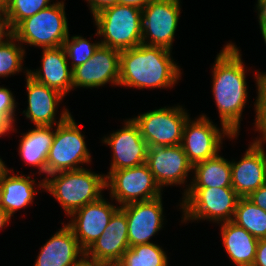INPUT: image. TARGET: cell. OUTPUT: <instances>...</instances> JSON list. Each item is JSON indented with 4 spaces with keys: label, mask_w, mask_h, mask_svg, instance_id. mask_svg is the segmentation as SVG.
<instances>
[{
    "label": "cell",
    "mask_w": 266,
    "mask_h": 266,
    "mask_svg": "<svg viewBox=\"0 0 266 266\" xmlns=\"http://www.w3.org/2000/svg\"><path fill=\"white\" fill-rule=\"evenodd\" d=\"M235 45L227 44L217 55L213 71V95L219 109L223 133L233 138L246 102L245 70Z\"/></svg>",
    "instance_id": "1"
},
{
    "label": "cell",
    "mask_w": 266,
    "mask_h": 266,
    "mask_svg": "<svg viewBox=\"0 0 266 266\" xmlns=\"http://www.w3.org/2000/svg\"><path fill=\"white\" fill-rule=\"evenodd\" d=\"M180 70L170 58V50L140 44L120 51L119 85L139 88L169 87L179 78Z\"/></svg>",
    "instance_id": "2"
},
{
    "label": "cell",
    "mask_w": 266,
    "mask_h": 266,
    "mask_svg": "<svg viewBox=\"0 0 266 266\" xmlns=\"http://www.w3.org/2000/svg\"><path fill=\"white\" fill-rule=\"evenodd\" d=\"M55 174L60 175L54 179L46 178L39 185L52 193L69 215L101 198L100 192L108 180L84 168Z\"/></svg>",
    "instance_id": "3"
},
{
    "label": "cell",
    "mask_w": 266,
    "mask_h": 266,
    "mask_svg": "<svg viewBox=\"0 0 266 266\" xmlns=\"http://www.w3.org/2000/svg\"><path fill=\"white\" fill-rule=\"evenodd\" d=\"M93 17L105 37L101 45L123 51L142 43V9L116 4Z\"/></svg>",
    "instance_id": "4"
},
{
    "label": "cell",
    "mask_w": 266,
    "mask_h": 266,
    "mask_svg": "<svg viewBox=\"0 0 266 266\" xmlns=\"http://www.w3.org/2000/svg\"><path fill=\"white\" fill-rule=\"evenodd\" d=\"M67 25L64 3L59 2L22 20L13 29V36L10 39L42 48L60 47L69 34Z\"/></svg>",
    "instance_id": "5"
},
{
    "label": "cell",
    "mask_w": 266,
    "mask_h": 266,
    "mask_svg": "<svg viewBox=\"0 0 266 266\" xmlns=\"http://www.w3.org/2000/svg\"><path fill=\"white\" fill-rule=\"evenodd\" d=\"M90 161L84 137L68 111L62 113L47 157V174L80 169L78 163ZM75 166V167H74ZM77 166V167H76Z\"/></svg>",
    "instance_id": "6"
},
{
    "label": "cell",
    "mask_w": 266,
    "mask_h": 266,
    "mask_svg": "<svg viewBox=\"0 0 266 266\" xmlns=\"http://www.w3.org/2000/svg\"><path fill=\"white\" fill-rule=\"evenodd\" d=\"M182 204L185 219L209 218L217 221H232L239 200L232 187L189 188ZM189 217V218H187Z\"/></svg>",
    "instance_id": "7"
},
{
    "label": "cell",
    "mask_w": 266,
    "mask_h": 266,
    "mask_svg": "<svg viewBox=\"0 0 266 266\" xmlns=\"http://www.w3.org/2000/svg\"><path fill=\"white\" fill-rule=\"evenodd\" d=\"M187 119L188 115L182 108L165 107L144 113L133 120L148 147H151L181 144Z\"/></svg>",
    "instance_id": "8"
},
{
    "label": "cell",
    "mask_w": 266,
    "mask_h": 266,
    "mask_svg": "<svg viewBox=\"0 0 266 266\" xmlns=\"http://www.w3.org/2000/svg\"><path fill=\"white\" fill-rule=\"evenodd\" d=\"M107 178L110 183L106 181V187H111L112 197H115L123 206L134 202L150 201L161 196V188L146 163L110 171Z\"/></svg>",
    "instance_id": "9"
},
{
    "label": "cell",
    "mask_w": 266,
    "mask_h": 266,
    "mask_svg": "<svg viewBox=\"0 0 266 266\" xmlns=\"http://www.w3.org/2000/svg\"><path fill=\"white\" fill-rule=\"evenodd\" d=\"M180 12L179 0H152L142 9V44L171 48ZM150 43H146V35Z\"/></svg>",
    "instance_id": "10"
},
{
    "label": "cell",
    "mask_w": 266,
    "mask_h": 266,
    "mask_svg": "<svg viewBox=\"0 0 266 266\" xmlns=\"http://www.w3.org/2000/svg\"><path fill=\"white\" fill-rule=\"evenodd\" d=\"M120 51L100 45L85 63L72 69V87H98L107 82L119 85Z\"/></svg>",
    "instance_id": "11"
},
{
    "label": "cell",
    "mask_w": 266,
    "mask_h": 266,
    "mask_svg": "<svg viewBox=\"0 0 266 266\" xmlns=\"http://www.w3.org/2000/svg\"><path fill=\"white\" fill-rule=\"evenodd\" d=\"M126 213L119 209L111 217L105 231L85 251V259L98 264H117L129 248Z\"/></svg>",
    "instance_id": "12"
},
{
    "label": "cell",
    "mask_w": 266,
    "mask_h": 266,
    "mask_svg": "<svg viewBox=\"0 0 266 266\" xmlns=\"http://www.w3.org/2000/svg\"><path fill=\"white\" fill-rule=\"evenodd\" d=\"M146 164L160 187L184 183L188 172L193 169L181 144L148 147Z\"/></svg>",
    "instance_id": "13"
},
{
    "label": "cell",
    "mask_w": 266,
    "mask_h": 266,
    "mask_svg": "<svg viewBox=\"0 0 266 266\" xmlns=\"http://www.w3.org/2000/svg\"><path fill=\"white\" fill-rule=\"evenodd\" d=\"M125 124L123 129L104 139L114 152L110 171L140 166L147 161L148 145L137 124L133 119Z\"/></svg>",
    "instance_id": "14"
},
{
    "label": "cell",
    "mask_w": 266,
    "mask_h": 266,
    "mask_svg": "<svg viewBox=\"0 0 266 266\" xmlns=\"http://www.w3.org/2000/svg\"><path fill=\"white\" fill-rule=\"evenodd\" d=\"M118 209L108 204L101 197L94 202L86 204L70 215L72 217L78 213L77 219H74L68 226L73 231L80 247L84 251L105 231L111 217Z\"/></svg>",
    "instance_id": "15"
},
{
    "label": "cell",
    "mask_w": 266,
    "mask_h": 266,
    "mask_svg": "<svg viewBox=\"0 0 266 266\" xmlns=\"http://www.w3.org/2000/svg\"><path fill=\"white\" fill-rule=\"evenodd\" d=\"M260 140L255 141L238 163L231 162L232 188L240 198L266 183V155Z\"/></svg>",
    "instance_id": "16"
},
{
    "label": "cell",
    "mask_w": 266,
    "mask_h": 266,
    "mask_svg": "<svg viewBox=\"0 0 266 266\" xmlns=\"http://www.w3.org/2000/svg\"><path fill=\"white\" fill-rule=\"evenodd\" d=\"M127 217L129 246L148 244V240L162 227L161 196L120 207Z\"/></svg>",
    "instance_id": "17"
},
{
    "label": "cell",
    "mask_w": 266,
    "mask_h": 266,
    "mask_svg": "<svg viewBox=\"0 0 266 266\" xmlns=\"http://www.w3.org/2000/svg\"><path fill=\"white\" fill-rule=\"evenodd\" d=\"M189 125V119H187L181 146L194 166L216 156L222 139L219 130L205 116Z\"/></svg>",
    "instance_id": "18"
},
{
    "label": "cell",
    "mask_w": 266,
    "mask_h": 266,
    "mask_svg": "<svg viewBox=\"0 0 266 266\" xmlns=\"http://www.w3.org/2000/svg\"><path fill=\"white\" fill-rule=\"evenodd\" d=\"M79 253L84 256L85 251L66 225L42 247L35 266H76L83 260H77Z\"/></svg>",
    "instance_id": "19"
},
{
    "label": "cell",
    "mask_w": 266,
    "mask_h": 266,
    "mask_svg": "<svg viewBox=\"0 0 266 266\" xmlns=\"http://www.w3.org/2000/svg\"><path fill=\"white\" fill-rule=\"evenodd\" d=\"M66 53L63 46L43 48L42 69L29 72L35 81L59 91L65 96L72 88V69H68Z\"/></svg>",
    "instance_id": "20"
},
{
    "label": "cell",
    "mask_w": 266,
    "mask_h": 266,
    "mask_svg": "<svg viewBox=\"0 0 266 266\" xmlns=\"http://www.w3.org/2000/svg\"><path fill=\"white\" fill-rule=\"evenodd\" d=\"M28 109L26 117L36 126H52L55 107L62 99L59 91L35 81L27 72Z\"/></svg>",
    "instance_id": "21"
},
{
    "label": "cell",
    "mask_w": 266,
    "mask_h": 266,
    "mask_svg": "<svg viewBox=\"0 0 266 266\" xmlns=\"http://www.w3.org/2000/svg\"><path fill=\"white\" fill-rule=\"evenodd\" d=\"M222 238L226 251L237 266H252L259 239L233 221L224 222Z\"/></svg>",
    "instance_id": "22"
},
{
    "label": "cell",
    "mask_w": 266,
    "mask_h": 266,
    "mask_svg": "<svg viewBox=\"0 0 266 266\" xmlns=\"http://www.w3.org/2000/svg\"><path fill=\"white\" fill-rule=\"evenodd\" d=\"M51 128L52 126H36V129L23 136L19 149L25 162L39 167L44 173H47V157L55 136Z\"/></svg>",
    "instance_id": "23"
},
{
    "label": "cell",
    "mask_w": 266,
    "mask_h": 266,
    "mask_svg": "<svg viewBox=\"0 0 266 266\" xmlns=\"http://www.w3.org/2000/svg\"><path fill=\"white\" fill-rule=\"evenodd\" d=\"M7 176L6 173L0 180V205L11 217L17 209L31 203L36 194L32 184L35 181L29 176Z\"/></svg>",
    "instance_id": "24"
},
{
    "label": "cell",
    "mask_w": 266,
    "mask_h": 266,
    "mask_svg": "<svg viewBox=\"0 0 266 266\" xmlns=\"http://www.w3.org/2000/svg\"><path fill=\"white\" fill-rule=\"evenodd\" d=\"M195 180L189 188L232 187L231 163L218 154L193 166Z\"/></svg>",
    "instance_id": "25"
},
{
    "label": "cell",
    "mask_w": 266,
    "mask_h": 266,
    "mask_svg": "<svg viewBox=\"0 0 266 266\" xmlns=\"http://www.w3.org/2000/svg\"><path fill=\"white\" fill-rule=\"evenodd\" d=\"M232 221L257 239L266 238V211L248 198H239Z\"/></svg>",
    "instance_id": "26"
},
{
    "label": "cell",
    "mask_w": 266,
    "mask_h": 266,
    "mask_svg": "<svg viewBox=\"0 0 266 266\" xmlns=\"http://www.w3.org/2000/svg\"><path fill=\"white\" fill-rule=\"evenodd\" d=\"M164 251L153 243L129 247L117 263L119 266H167Z\"/></svg>",
    "instance_id": "27"
},
{
    "label": "cell",
    "mask_w": 266,
    "mask_h": 266,
    "mask_svg": "<svg viewBox=\"0 0 266 266\" xmlns=\"http://www.w3.org/2000/svg\"><path fill=\"white\" fill-rule=\"evenodd\" d=\"M50 0H10L5 8L12 30L24 19L50 6Z\"/></svg>",
    "instance_id": "28"
},
{
    "label": "cell",
    "mask_w": 266,
    "mask_h": 266,
    "mask_svg": "<svg viewBox=\"0 0 266 266\" xmlns=\"http://www.w3.org/2000/svg\"><path fill=\"white\" fill-rule=\"evenodd\" d=\"M100 45L101 43L91 44L89 41L80 36L72 37L70 42L68 36L63 43V48L66 55L73 60L71 69H74L75 67L88 61Z\"/></svg>",
    "instance_id": "29"
},
{
    "label": "cell",
    "mask_w": 266,
    "mask_h": 266,
    "mask_svg": "<svg viewBox=\"0 0 266 266\" xmlns=\"http://www.w3.org/2000/svg\"><path fill=\"white\" fill-rule=\"evenodd\" d=\"M24 51L11 41L0 45V76H7L21 69Z\"/></svg>",
    "instance_id": "30"
},
{
    "label": "cell",
    "mask_w": 266,
    "mask_h": 266,
    "mask_svg": "<svg viewBox=\"0 0 266 266\" xmlns=\"http://www.w3.org/2000/svg\"><path fill=\"white\" fill-rule=\"evenodd\" d=\"M258 98L256 102V126L263 133L266 140V74L258 75Z\"/></svg>",
    "instance_id": "31"
},
{
    "label": "cell",
    "mask_w": 266,
    "mask_h": 266,
    "mask_svg": "<svg viewBox=\"0 0 266 266\" xmlns=\"http://www.w3.org/2000/svg\"><path fill=\"white\" fill-rule=\"evenodd\" d=\"M14 108L15 100L12 96L11 91L6 88L0 87V117L2 119L14 121Z\"/></svg>",
    "instance_id": "32"
},
{
    "label": "cell",
    "mask_w": 266,
    "mask_h": 266,
    "mask_svg": "<svg viewBox=\"0 0 266 266\" xmlns=\"http://www.w3.org/2000/svg\"><path fill=\"white\" fill-rule=\"evenodd\" d=\"M248 199L266 211V183L263 186H260L256 191H253Z\"/></svg>",
    "instance_id": "33"
},
{
    "label": "cell",
    "mask_w": 266,
    "mask_h": 266,
    "mask_svg": "<svg viewBox=\"0 0 266 266\" xmlns=\"http://www.w3.org/2000/svg\"><path fill=\"white\" fill-rule=\"evenodd\" d=\"M252 266H266V238L259 239L255 260Z\"/></svg>",
    "instance_id": "34"
},
{
    "label": "cell",
    "mask_w": 266,
    "mask_h": 266,
    "mask_svg": "<svg viewBox=\"0 0 266 266\" xmlns=\"http://www.w3.org/2000/svg\"><path fill=\"white\" fill-rule=\"evenodd\" d=\"M91 6L93 16L102 10L118 4V0H88Z\"/></svg>",
    "instance_id": "35"
},
{
    "label": "cell",
    "mask_w": 266,
    "mask_h": 266,
    "mask_svg": "<svg viewBox=\"0 0 266 266\" xmlns=\"http://www.w3.org/2000/svg\"><path fill=\"white\" fill-rule=\"evenodd\" d=\"M2 13V14H1ZM1 15H3L4 17H1ZM5 28H10L8 33L5 32ZM9 36V38H11L13 36V30H12V27L9 23V19L8 17L6 16V12H5V9H0V45L5 43L2 38L3 36Z\"/></svg>",
    "instance_id": "36"
},
{
    "label": "cell",
    "mask_w": 266,
    "mask_h": 266,
    "mask_svg": "<svg viewBox=\"0 0 266 266\" xmlns=\"http://www.w3.org/2000/svg\"><path fill=\"white\" fill-rule=\"evenodd\" d=\"M152 0H118V4L144 9Z\"/></svg>",
    "instance_id": "37"
},
{
    "label": "cell",
    "mask_w": 266,
    "mask_h": 266,
    "mask_svg": "<svg viewBox=\"0 0 266 266\" xmlns=\"http://www.w3.org/2000/svg\"><path fill=\"white\" fill-rule=\"evenodd\" d=\"M259 23H260L262 36H263L264 41L266 43V12H260L259 13Z\"/></svg>",
    "instance_id": "38"
},
{
    "label": "cell",
    "mask_w": 266,
    "mask_h": 266,
    "mask_svg": "<svg viewBox=\"0 0 266 266\" xmlns=\"http://www.w3.org/2000/svg\"><path fill=\"white\" fill-rule=\"evenodd\" d=\"M12 122L10 120L7 119H2L0 117V136L5 134V132H7L9 129L12 128Z\"/></svg>",
    "instance_id": "39"
},
{
    "label": "cell",
    "mask_w": 266,
    "mask_h": 266,
    "mask_svg": "<svg viewBox=\"0 0 266 266\" xmlns=\"http://www.w3.org/2000/svg\"><path fill=\"white\" fill-rule=\"evenodd\" d=\"M11 217L5 211V209L0 205V228H2Z\"/></svg>",
    "instance_id": "40"
},
{
    "label": "cell",
    "mask_w": 266,
    "mask_h": 266,
    "mask_svg": "<svg viewBox=\"0 0 266 266\" xmlns=\"http://www.w3.org/2000/svg\"><path fill=\"white\" fill-rule=\"evenodd\" d=\"M76 266H104V264H98V263H95L93 261L86 260L83 257V260Z\"/></svg>",
    "instance_id": "41"
},
{
    "label": "cell",
    "mask_w": 266,
    "mask_h": 266,
    "mask_svg": "<svg viewBox=\"0 0 266 266\" xmlns=\"http://www.w3.org/2000/svg\"><path fill=\"white\" fill-rule=\"evenodd\" d=\"M9 173L8 169L5 167V164L2 162V160L0 159V180L2 179V177L6 174Z\"/></svg>",
    "instance_id": "42"
},
{
    "label": "cell",
    "mask_w": 266,
    "mask_h": 266,
    "mask_svg": "<svg viewBox=\"0 0 266 266\" xmlns=\"http://www.w3.org/2000/svg\"><path fill=\"white\" fill-rule=\"evenodd\" d=\"M259 12H266V0H258Z\"/></svg>",
    "instance_id": "43"
},
{
    "label": "cell",
    "mask_w": 266,
    "mask_h": 266,
    "mask_svg": "<svg viewBox=\"0 0 266 266\" xmlns=\"http://www.w3.org/2000/svg\"><path fill=\"white\" fill-rule=\"evenodd\" d=\"M10 0H0V9H5L8 4H9Z\"/></svg>",
    "instance_id": "44"
},
{
    "label": "cell",
    "mask_w": 266,
    "mask_h": 266,
    "mask_svg": "<svg viewBox=\"0 0 266 266\" xmlns=\"http://www.w3.org/2000/svg\"><path fill=\"white\" fill-rule=\"evenodd\" d=\"M104 266H119L117 264H105Z\"/></svg>",
    "instance_id": "45"
}]
</instances>
